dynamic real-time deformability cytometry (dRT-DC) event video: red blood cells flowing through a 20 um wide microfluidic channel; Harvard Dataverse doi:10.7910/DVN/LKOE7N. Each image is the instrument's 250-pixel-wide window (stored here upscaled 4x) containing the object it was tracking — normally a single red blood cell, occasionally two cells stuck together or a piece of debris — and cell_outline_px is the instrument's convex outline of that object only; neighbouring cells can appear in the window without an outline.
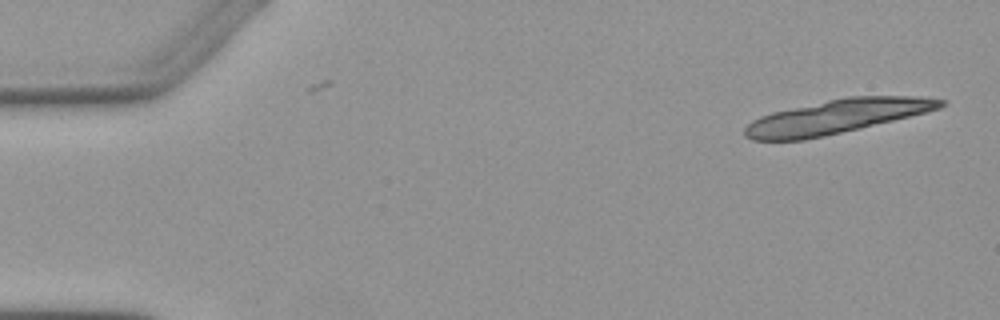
{"species": "Egyptian fruit bat (a non-hibernating species)", "species_latin": "Rousettus aegyptiacus", "temperature_condition": "warm", "stored_images_in_passage": 4, "camera_frame_rate_fps": 3000, "um_per_image_px": 0.085, "animal": {"sex": "female"}, "frame": {"image": 1, "passage_image": 1, "time_ms": 0.0, "image_size_px": [1000, 320], "cell_outline_px": [[948, 100], [940, 108], [928, 112], [860, 128], [824, 136], [804, 140], [752, 140], [744, 136], [744, 128], [752, 120], [760, 116], [772, 112], [828, 100], [848, 96], [920, 96]], "centroid_in_image_um": [71.13, 9.91], "position_along_channel_um": 13.9, "area_um2": 38.67}}